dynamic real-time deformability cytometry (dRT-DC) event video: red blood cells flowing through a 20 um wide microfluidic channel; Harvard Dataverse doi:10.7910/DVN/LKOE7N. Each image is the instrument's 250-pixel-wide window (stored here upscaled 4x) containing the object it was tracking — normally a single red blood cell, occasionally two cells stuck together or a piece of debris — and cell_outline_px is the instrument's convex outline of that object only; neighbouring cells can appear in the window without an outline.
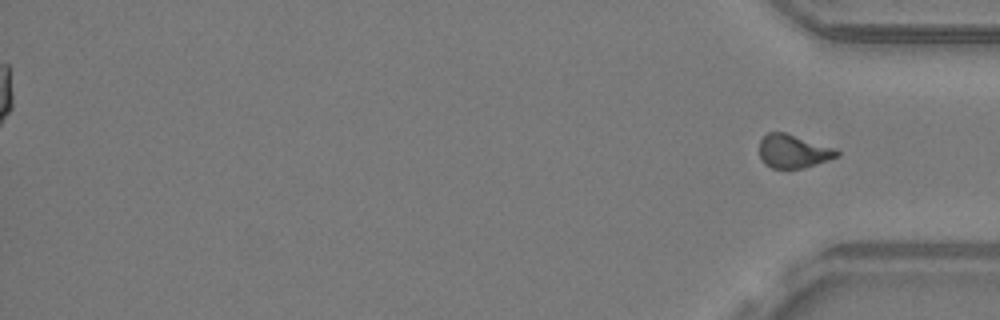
{"species": "common noctule bat (a hibernating species)", "species_latin": "Nyctalus noctula", "temperature_condition": "warm", "stored_images_in_passage": 40, "segment_of_instrument_passage": [2, 2], "camera_frame_rate_fps": 3000, "um_per_image_px": 0.085, "animal": {"sex": "male", "body_mass_g": 19.2, "forearm_length_mm": 51.8}, "frame": {"image": 1, "passage_image": 40, "time_ms": 13.0, "image_size_px": [1000, 320], "cell_outline_px": [[840, 156], [804, 168], [772, 168], [764, 164], [760, 160], [760, 140], [768, 132], [784, 132], [836, 148], [840, 152]], "centroid_in_image_um": [67.44, 12.86], "position_along_channel_um": 367.8, "area_um2": 15.2}}